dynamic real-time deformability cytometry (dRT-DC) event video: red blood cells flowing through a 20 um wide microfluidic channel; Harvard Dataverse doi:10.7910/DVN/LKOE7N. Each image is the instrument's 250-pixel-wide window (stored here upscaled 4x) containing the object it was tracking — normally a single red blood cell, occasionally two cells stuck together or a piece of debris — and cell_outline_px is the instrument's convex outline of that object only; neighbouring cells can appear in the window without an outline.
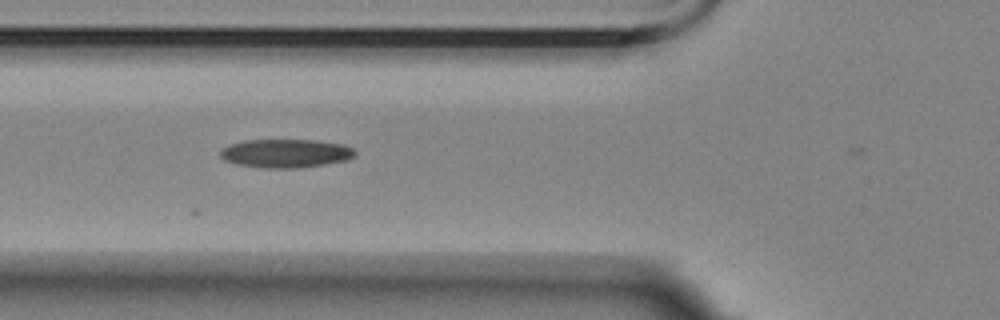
{"species": "Egyptian fruit bat (a non-hibernating species)", "species_latin": "Rousettus aegyptiacus", "temperature_condition": "room temperature", "stored_images_in_passage": 18, "camera_frame_rate_fps": 3000, "um_per_image_px": 0.085, "animal": {"sex": "female"}, "frame": {"image": 1, "passage_image": 5, "time_ms": 1.333, "image_size_px": [1000, 320], "cell_outline_px": [[356, 152], [352, 156], [344, 160], [324, 164], [300, 168], [264, 168], [236, 164], [224, 160], [220, 156], [220, 152], [224, 148], [232, 144], [244, 140], [316, 140], [344, 144], [352, 148]], "centroid_in_image_um": [24.27, 13.03], "position_along_channel_um": 101.5, "area_um2": 22.25}}
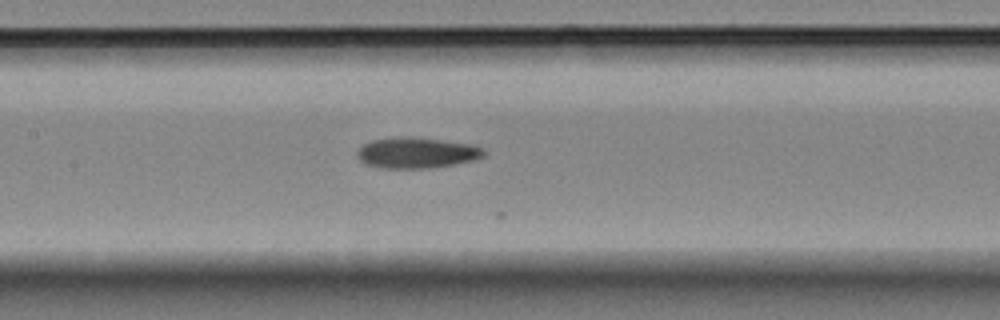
{"frame": {"image": 2, "passage_image": 11, "time_ms": 3.333, "image_size_px": [1000, 320], "cell_outline_px": [[484, 156], [472, 160], [456, 164], [432, 168], [380, 168], [364, 164], [356, 156], [356, 152], [364, 144], [372, 140], [404, 136], [408, 136], [468, 144], [480, 148], [484, 152]], "centroid_in_image_um": [35.34, 13.0], "position_along_channel_um": 172.1, "area_um2": 22.48}}
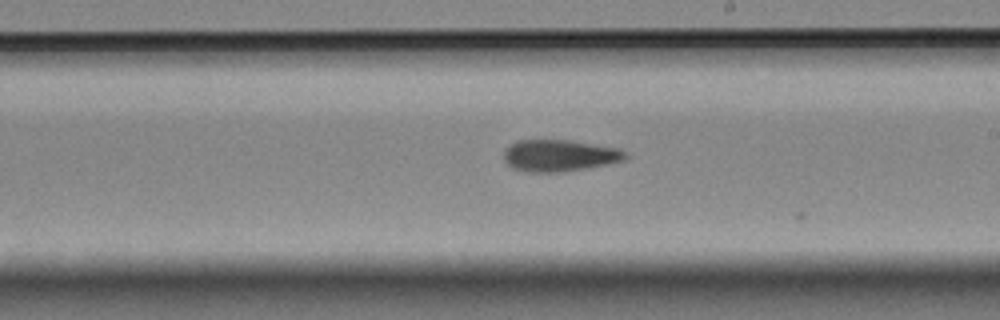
{"frame": {"image": 3, "passage_image": 17, "time_ms": 5.333, "image_size_px": [1000, 320], "cell_outline_px": [[628, 156], [624, 160], [584, 168], [560, 172], [528, 172], [512, 168], [504, 160], [504, 152], [516, 140], [568, 140], [620, 148]], "centroid_in_image_um": [47.53, 13.22], "position_along_channel_um": 241.5, "area_um2": 22.2}}